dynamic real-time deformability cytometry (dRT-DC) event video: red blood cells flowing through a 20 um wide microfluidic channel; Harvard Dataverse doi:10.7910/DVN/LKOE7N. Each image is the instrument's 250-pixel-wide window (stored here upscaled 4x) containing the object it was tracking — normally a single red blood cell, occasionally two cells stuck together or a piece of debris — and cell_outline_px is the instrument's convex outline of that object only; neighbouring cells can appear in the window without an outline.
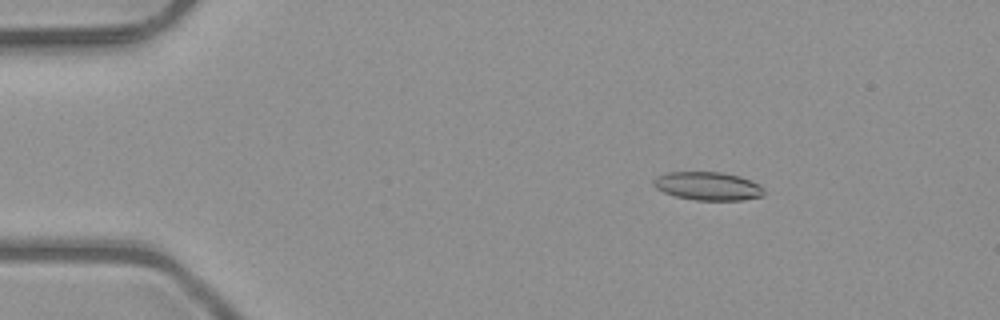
{"species": "common noctule bat (a hibernating species)", "species_latin": "Nyctalus noctula", "temperature_condition": "room temperature", "stored_images_in_passage": 5, "camera_frame_rate_fps": 3000, "um_per_image_px": 0.085, "animal": {"sex": "male", "body_mass_g": 23.1, "forearm_length_mm": 52.7}, "frame": {"image": 1, "passage_image": 3, "time_ms": 0.667, "image_size_px": [1000, 320], "cell_outline_px": [[764, 196], [740, 200], [696, 200], [676, 196], [664, 192], [656, 188], [652, 184], [652, 180], [656, 176], [668, 172], [724, 172], [740, 176], [760, 184], [764, 188]], "centroid_in_image_um": [60.18, 15.81], "position_along_channel_um": 24.8, "area_um2": 18.38}}